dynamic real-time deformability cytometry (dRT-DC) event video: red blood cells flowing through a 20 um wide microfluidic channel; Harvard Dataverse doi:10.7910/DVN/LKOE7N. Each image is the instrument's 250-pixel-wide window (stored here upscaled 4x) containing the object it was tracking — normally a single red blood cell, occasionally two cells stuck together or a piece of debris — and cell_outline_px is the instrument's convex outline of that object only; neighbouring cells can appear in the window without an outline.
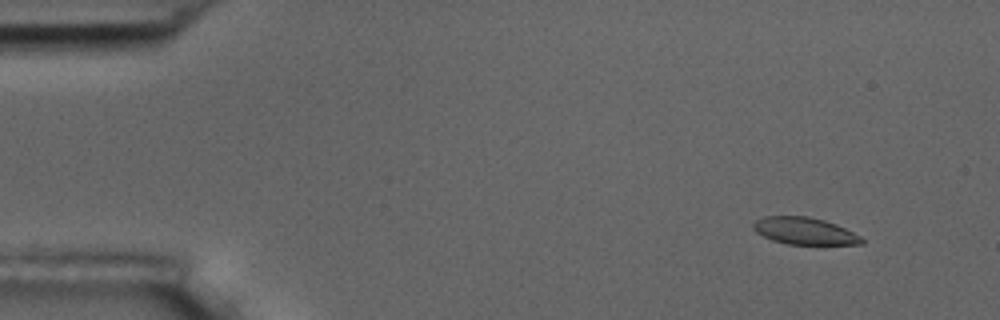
{"species": "common noctule bat (a hibernating species)", "species_latin": "Nyctalus noctula", "temperature_condition": "room temperature", "stored_images_in_passage": 5, "camera_frame_rate_fps": 3000, "um_per_image_px": 0.085, "animal": {"sex": "male", "body_mass_g": 17.5, "forearm_length_mm": 52.3}, "frame": {"image": 1, "passage_image": 2, "time_ms": 1.0, "image_size_px": [1000, 320], "cell_outline_px": [[864, 244], [788, 244], [772, 240], [756, 232], [752, 228], [752, 224], [756, 220], [764, 216], [808, 216], [824, 220], [836, 224], [860, 236], [864, 240]], "centroid_in_image_um": [68.36, 19.63], "position_along_channel_um": 16.6, "area_um2": 16.99}}
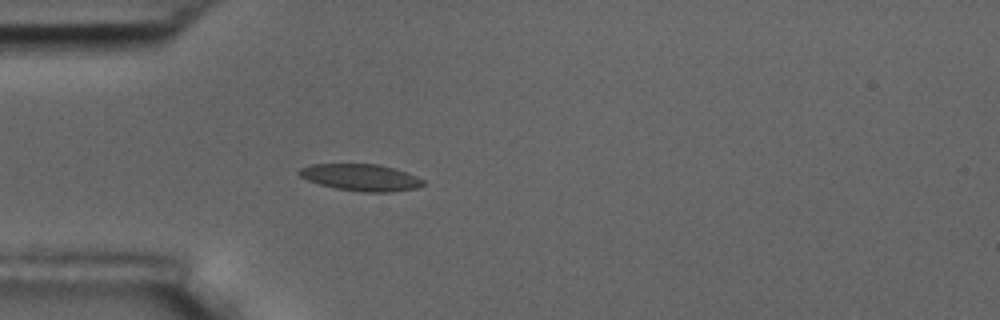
{"frame": {"image": 2, "passage_image": 5, "time_ms": 4.667, "image_size_px": [1000, 320], "cell_outline_px": [[424, 184], [416, 188], [388, 192], [364, 192], [336, 188], [320, 184], [308, 180], [300, 176], [296, 172], [300, 168], [312, 164], [380, 164], [416, 176], [424, 180]], "centroid_in_image_um": [30.64, 15.08], "position_along_channel_um": 54.4, "area_um2": 19.13}}